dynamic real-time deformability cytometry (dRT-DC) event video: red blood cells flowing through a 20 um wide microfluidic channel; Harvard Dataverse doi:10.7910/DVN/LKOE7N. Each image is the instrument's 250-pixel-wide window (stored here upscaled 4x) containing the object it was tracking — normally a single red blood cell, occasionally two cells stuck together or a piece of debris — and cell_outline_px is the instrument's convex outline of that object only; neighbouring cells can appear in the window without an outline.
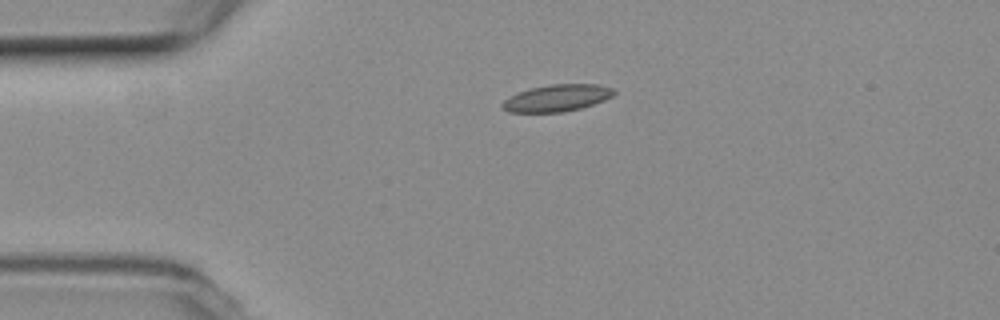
{"species": "common noctule bat (a hibernating species)", "species_latin": "Nyctalus noctula", "temperature_condition": "room temperature", "stored_images_in_passage": 7, "camera_frame_rate_fps": 3000, "um_per_image_px": 0.085, "animal": {"sex": "female", "body_mass_g": 19.3, "forearm_length_mm": 54.1}, "frame": {"image": 1, "passage_image": 1, "time_ms": 0.0, "image_size_px": [1000, 320], "cell_outline_px": [[616, 92], [612, 96], [604, 100], [580, 108], [564, 112], [508, 112], [500, 104], [504, 100], [520, 92], [532, 88], [548, 84], [596, 84], [612, 88]], "centroid_in_image_um": [47.35, 8.33], "position_along_channel_um": 37.6, "area_um2": 17.22}}